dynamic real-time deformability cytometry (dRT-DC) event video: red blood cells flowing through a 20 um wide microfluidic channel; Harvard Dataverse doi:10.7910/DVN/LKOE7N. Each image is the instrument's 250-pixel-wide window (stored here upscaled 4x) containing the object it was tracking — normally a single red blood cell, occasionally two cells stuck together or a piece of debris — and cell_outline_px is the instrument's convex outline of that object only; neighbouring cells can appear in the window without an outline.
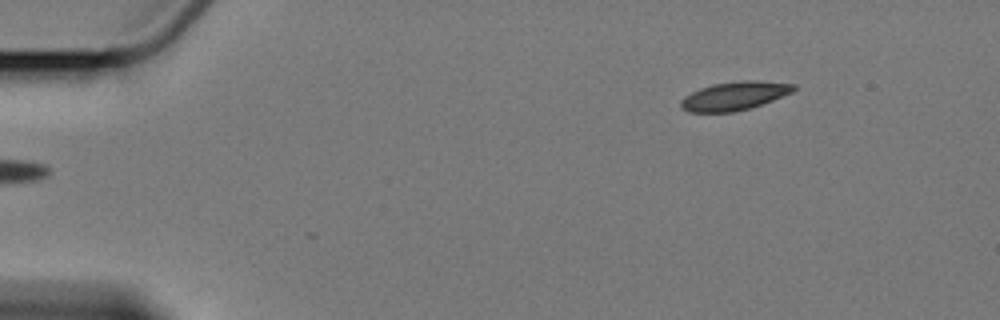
{"species": "Egyptian fruit bat (a non-hibernating species)", "species_latin": "Rousettus aegyptiacus", "temperature_condition": "cold", "stored_images_in_passage": 5, "segment_of_instrument_passage": [2, 2], "camera_frame_rate_fps": 3000, "um_per_image_px": 0.085, "animal": {"sex": "female"}, "frame": {"image": 1, "passage_image": 5, "time_ms": 6.0, "image_size_px": [1000, 320], "cell_outline_px": [[796, 88], [792, 92], [772, 100], [748, 108], [732, 112], [688, 112], [680, 108], [680, 100], [684, 96], [700, 88], [712, 84], [740, 80], [752, 80], [796, 84]], "centroid_in_image_um": [62.38, 8.14], "position_along_channel_um": 22.6, "area_um2": 18.67}}